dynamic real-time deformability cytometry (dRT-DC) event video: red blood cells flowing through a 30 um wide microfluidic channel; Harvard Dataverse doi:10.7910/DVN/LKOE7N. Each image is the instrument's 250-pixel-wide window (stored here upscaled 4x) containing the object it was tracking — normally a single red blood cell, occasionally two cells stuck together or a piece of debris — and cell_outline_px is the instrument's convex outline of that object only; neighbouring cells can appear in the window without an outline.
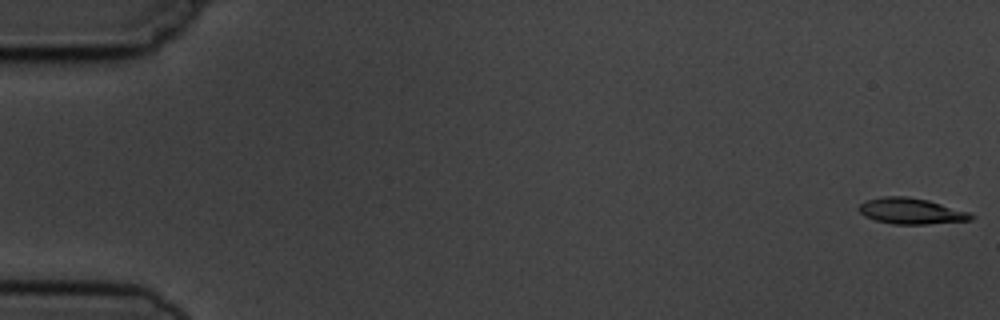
{"species": "common noctule bat (a hibernating species)", "species_latin": "Nyctalus noctula", "temperature_condition": "cold", "stored_images_in_passage": 6, "camera_frame_rate_fps": 3000, "um_per_image_px": 0.085, "animal": {"sex": "male", "body_mass_g": 19.5, "forearm_length_mm": 54.6}, "frame": {"image": 1, "passage_image": 1, "time_ms": 0.0, "image_size_px": [1000, 320], "cell_outline_px": [[976, 216], [972, 220], [928, 224], [892, 224], [876, 220], [864, 216], [856, 208], [860, 204], [868, 200], [884, 196], [908, 196], [928, 200], [968, 212]], "centroid_in_image_um": [77.44, 17.94], "position_along_channel_um": 7.6, "area_um2": 16.94}}
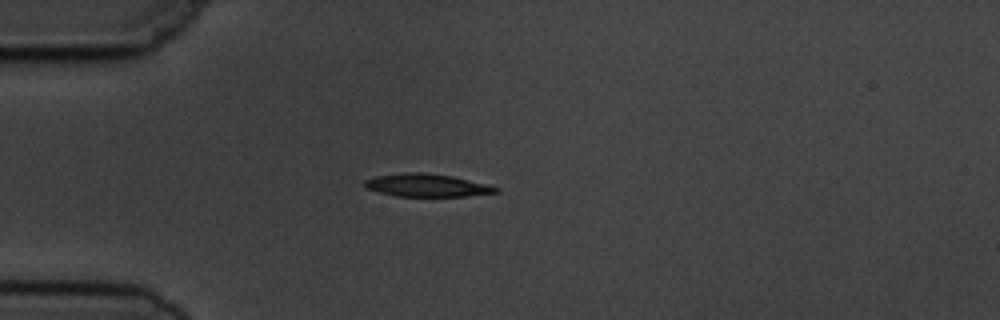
{"frame": {"image": 2, "passage_image": 5, "time_ms": 4.667, "image_size_px": [1000, 320], "cell_outline_px": [[500, 192], [468, 196], [396, 196], [380, 192], [368, 188], [364, 184], [364, 180], [376, 176], [408, 172], [424, 172], [452, 176], [488, 184], [500, 188]], "centroid_in_image_um": [36.34, 15.75], "position_along_channel_um": 48.7, "area_um2": 17.4}}